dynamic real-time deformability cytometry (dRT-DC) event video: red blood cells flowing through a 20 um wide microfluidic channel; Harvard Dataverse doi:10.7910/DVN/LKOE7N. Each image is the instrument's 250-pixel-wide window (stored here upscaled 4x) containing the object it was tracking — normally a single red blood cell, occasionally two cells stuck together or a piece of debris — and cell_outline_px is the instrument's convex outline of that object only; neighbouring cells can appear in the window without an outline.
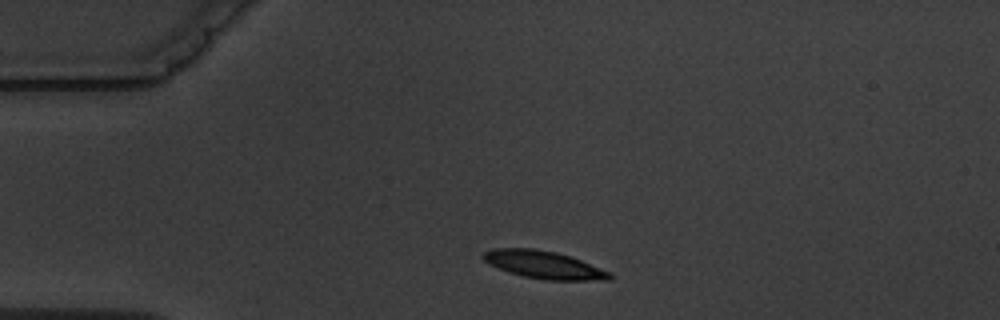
{"species": "common noctule bat (a hibernating species)", "species_latin": "Nyctalus noctula", "temperature_condition": "warm", "stored_images_in_passage": 2, "camera_frame_rate_fps": 3000, "um_per_image_px": 0.085, "animal": {"sex": "male", "body_mass_g": 19.5, "forearm_length_mm": 54.6}, "frame": {"image": 1, "passage_image": 1, "time_ms": 0.0, "image_size_px": [1000, 320], "cell_outline_px": [[612, 276], [608, 280], [544, 280], [524, 276], [508, 272], [488, 264], [480, 256], [484, 252], [492, 248], [536, 248], [556, 252], [580, 260], [612, 272]], "centroid_in_image_um": [46.19, 22.5], "position_along_channel_um": 38.8, "area_um2": 20.46}}